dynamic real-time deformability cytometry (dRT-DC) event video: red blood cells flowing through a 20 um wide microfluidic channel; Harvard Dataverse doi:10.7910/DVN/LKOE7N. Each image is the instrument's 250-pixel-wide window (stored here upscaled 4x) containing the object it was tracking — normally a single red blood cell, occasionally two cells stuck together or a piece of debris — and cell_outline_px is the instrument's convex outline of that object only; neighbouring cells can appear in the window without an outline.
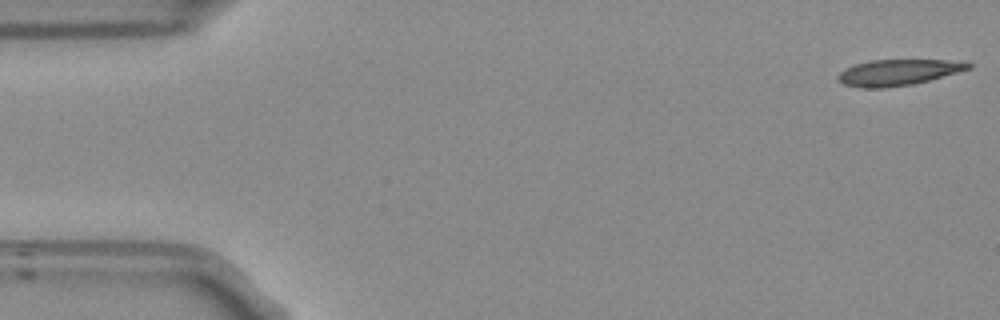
{"species": "Egyptian fruit bat (a non-hibernating species)", "species_latin": "Rousettus aegyptiacus", "temperature_condition": "room temperature", "stored_images_in_passage": 53, "camera_frame_rate_fps": 3000, "um_per_image_px": 0.085, "frame": {"image": 1, "passage_image": 1, "time_ms": 0.0, "image_size_px": [1000, 320], "cell_outline_px": [[972, 68], [928, 80], [912, 84], [884, 88], [860, 88], [844, 84], [836, 76], [844, 68], [868, 60], [968, 60], [972, 64]], "centroid_in_image_um": [76.37, 6.14], "position_along_channel_um": 8.6, "area_um2": 19.83}}
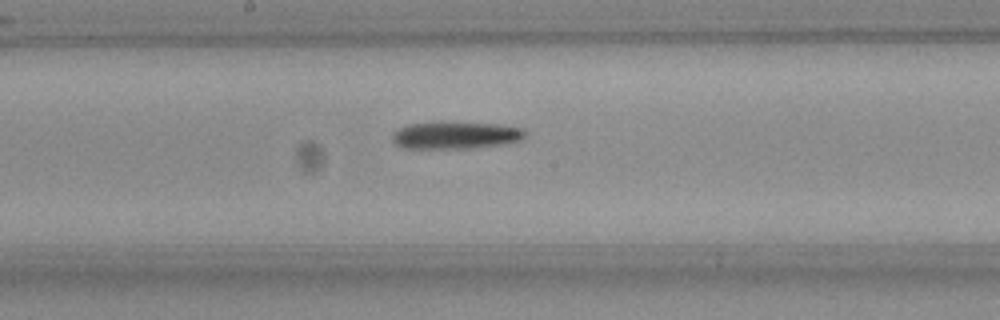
{"frame": {"image": 2, "passage_image": 27, "time_ms": 8.667, "image_size_px": [1000, 320], "cell_outline_px": [[528, 136], [520, 140], [500, 144], [472, 148], [404, 148], [396, 144], [392, 140], [392, 132], [408, 124], [444, 120], [500, 124], [524, 128], [528, 132]], "centroid_in_image_um": [38.75, 11.45], "position_along_channel_um": 209.4, "area_um2": 21.79}}
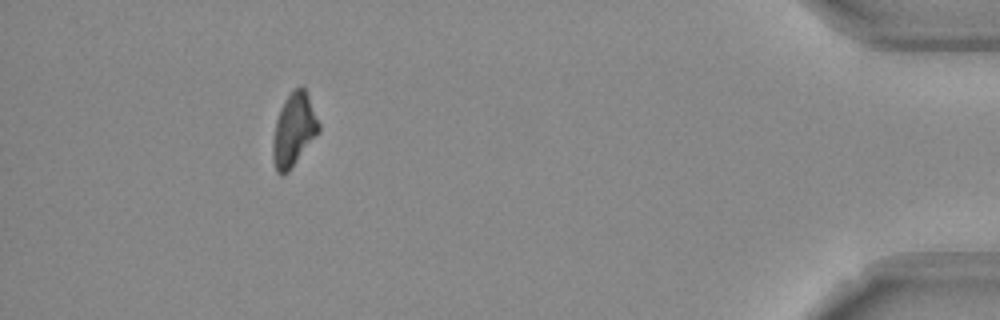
{"frame": {"image": 3, "passage_image": 48, "time_ms": 15.667, "image_size_px": [1000, 320], "cell_outline_px": [[320, 132], [288, 172], [284, 176], [280, 176], [276, 172], [272, 156], [272, 140], [276, 120], [280, 108], [284, 100], [300, 84], [304, 88], [308, 96], [320, 124]], "centroid_in_image_um": [24.96, 11.08], "position_along_channel_um": 410.2, "area_um2": 19.65}, "authors_computed_cell_mechanics": {"area_um2": 20.7502, "velocity_mm_per_s": 3.7801, "shape_relaxation_time_tau1_ms": 5.6894, "shape_relaxation_time_tau2_ms": null, "deformation_change_tau1": 0.1829, "deformation_change_tau2": null}}